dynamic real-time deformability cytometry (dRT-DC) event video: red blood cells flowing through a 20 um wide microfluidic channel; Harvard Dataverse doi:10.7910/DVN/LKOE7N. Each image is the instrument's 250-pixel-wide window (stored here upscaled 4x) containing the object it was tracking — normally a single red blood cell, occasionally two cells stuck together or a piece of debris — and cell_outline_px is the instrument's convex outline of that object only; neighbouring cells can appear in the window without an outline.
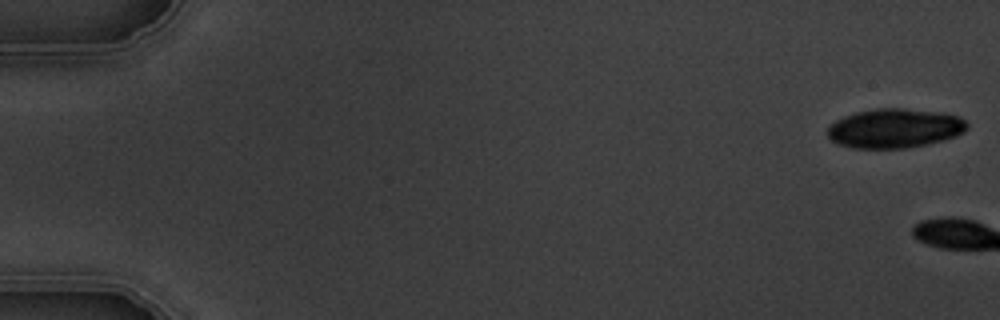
{"species": "common noctule bat (a hibernating species)", "species_latin": "Nyctalus noctula", "temperature_condition": "warm", "stored_images_in_passage": 10, "camera_frame_rate_fps": 3000, "um_per_image_px": 0.085, "animal": {"sex": "male", "body_mass_g": 19.5, "forearm_length_mm": 54.6}, "frame": {"image": 1, "passage_image": 1, "time_ms": 0.0, "image_size_px": [1000, 320], "cell_outline_px": [[968, 128], [964, 132], [956, 136], [944, 140], [928, 144], [908, 148], [852, 148], [840, 144], [832, 140], [828, 136], [828, 128], [836, 120], [844, 116], [856, 112], [876, 108], [904, 108], [944, 112], [960, 116], [968, 124]], "centroid_in_image_um": [76.1, 10.9], "position_along_channel_um": 8.9, "area_um2": 32.19}}
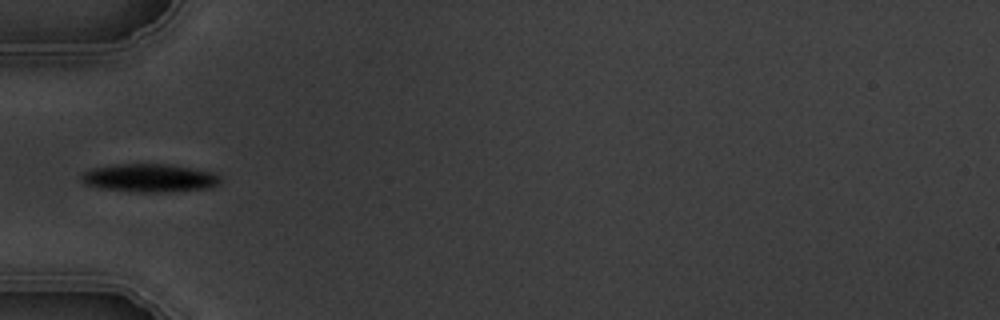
{"frame": {"image": 2, "passage_image": 7, "time_ms": 7.0, "image_size_px": [1000, 320], "cell_outline_px": [[220, 184], [212, 188], [164, 192], [136, 192], [100, 188], [84, 184], [80, 180], [80, 176], [84, 172], [92, 168], [116, 164], [164, 164], [216, 172], [220, 176]], "centroid_in_image_um": [12.72, 15.13], "position_along_channel_um": 72.3, "area_um2": 23.0}}
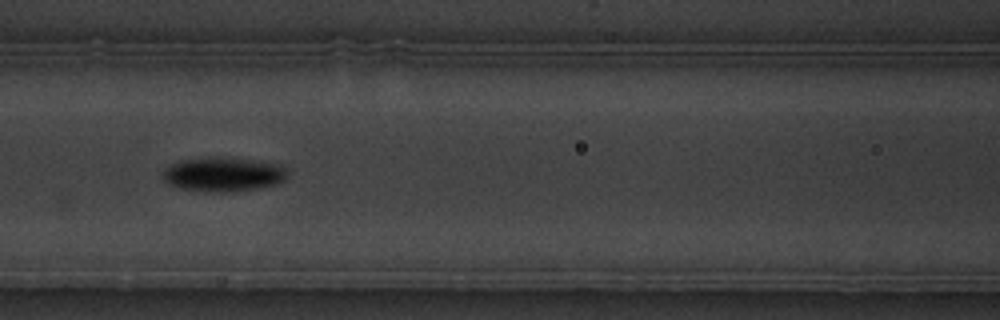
{"frame": {"image": 3, "passage_image": 9, "time_ms": 9.0, "image_size_px": [1000, 320], "cell_outline_px": [[284, 180], [276, 184], [260, 188], [224, 192], [216, 192], [180, 188], [168, 184], [164, 180], [164, 168], [180, 160], [208, 156], [216, 156], [248, 160], [276, 164], [284, 168]], "centroid_in_image_um": [18.9, 14.81], "position_along_channel_um": 147.7, "area_um2": 24.51}}